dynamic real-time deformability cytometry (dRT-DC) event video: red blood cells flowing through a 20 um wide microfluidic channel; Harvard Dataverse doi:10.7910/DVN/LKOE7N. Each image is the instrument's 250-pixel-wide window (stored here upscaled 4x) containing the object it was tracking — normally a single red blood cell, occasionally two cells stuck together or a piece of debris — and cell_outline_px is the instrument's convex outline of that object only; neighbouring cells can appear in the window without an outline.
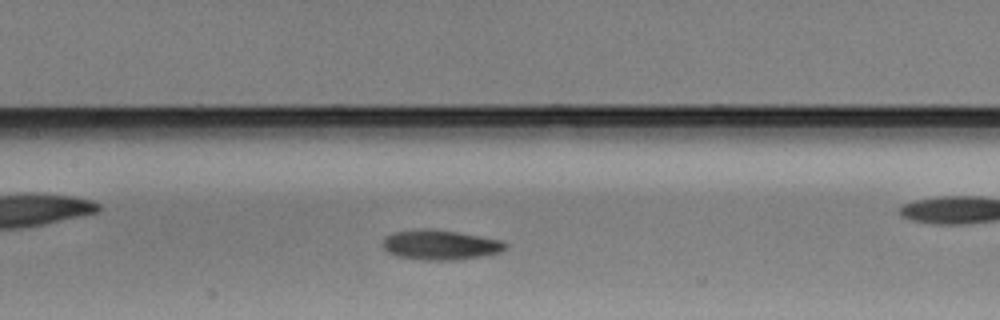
{"species": "Egyptian fruit bat (a non-hibernating species)", "species_latin": "Rousettus aegyptiacus", "temperature_condition": "warm", "stored_images_in_passage": 32, "camera_frame_rate_fps": 3000, "um_per_image_px": 0.085, "animal": {"sex": "male"}, "frame": {"image": 1, "passage_image": 14, "time_ms": 4.333, "image_size_px": [1000, 320], "cell_outline_px": [[508, 248], [500, 252], [484, 256], [460, 260], [424, 260], [396, 256], [388, 252], [380, 244], [384, 236], [392, 232], [416, 228], [432, 228], [460, 232], [500, 240], [508, 244]], "centroid_in_image_um": [37.39, 20.8], "position_along_channel_um": 170.0, "area_um2": 21.96}}